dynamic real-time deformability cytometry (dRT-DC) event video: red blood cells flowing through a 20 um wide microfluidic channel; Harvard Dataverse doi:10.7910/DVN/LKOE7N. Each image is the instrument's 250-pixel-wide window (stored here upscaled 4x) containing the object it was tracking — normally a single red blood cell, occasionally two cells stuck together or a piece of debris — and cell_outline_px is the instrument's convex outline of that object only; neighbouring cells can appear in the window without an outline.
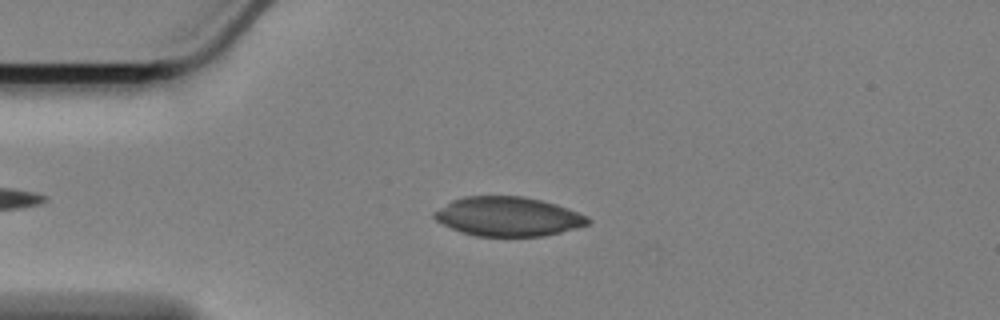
{"species": "Egyptian fruit bat (a non-hibernating species)", "species_latin": "Rousettus aegyptiacus", "temperature_condition": "cold", "stored_images_in_passage": 23, "camera_frame_rate_fps": 3000, "um_per_image_px": 0.085, "animal": {"sex": "female"}, "frame": {"image": 1, "passage_image": 12, "time_ms": 3.667, "image_size_px": [1000, 320], "cell_outline_px": [[592, 220], [588, 224], [576, 228], [544, 236], [476, 236], [460, 232], [436, 220], [432, 216], [432, 212], [452, 200], [464, 196], [524, 196], [556, 204], [568, 208], [588, 216]], "centroid_in_image_um": [43.18, 18.4], "position_along_channel_um": 41.8, "area_um2": 35.2}}
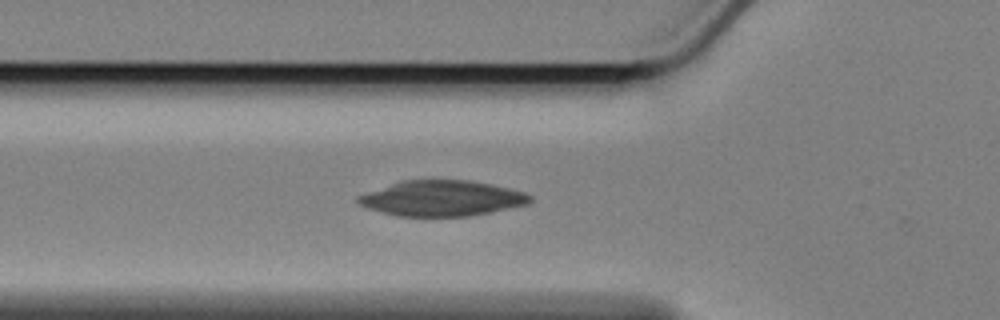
{"frame": {"image": 2, "passage_image": 18, "time_ms": 5.667, "image_size_px": [1000, 320], "cell_outline_px": [[532, 200], [528, 204], [492, 212], [468, 216], [396, 216], [368, 208], [360, 204], [356, 200], [356, 196], [404, 180], [432, 176], [472, 180], [492, 184], [524, 192], [532, 196]], "centroid_in_image_um": [37.58, 16.81], "position_along_channel_um": 88.2, "area_um2": 36.41}}
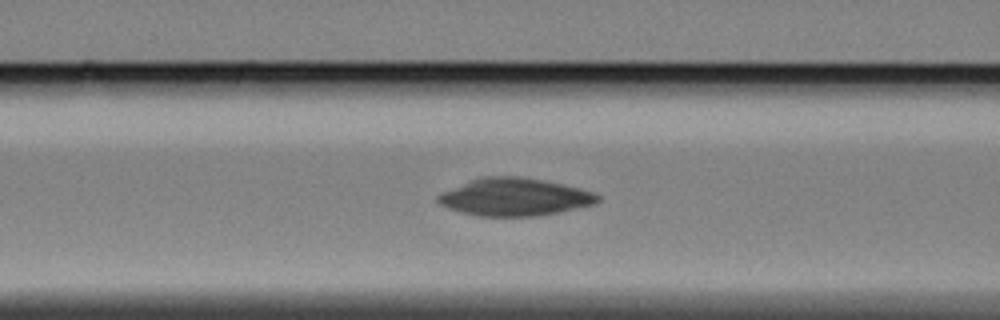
{"frame": {"image": 3, "passage_image": 21, "time_ms": 6.667, "image_size_px": [1000, 320], "cell_outline_px": [[600, 200], [596, 204], [560, 212], [536, 216], [476, 216], [460, 212], [448, 208], [440, 204], [436, 200], [436, 196], [440, 192], [472, 180], [484, 176], [520, 176], [544, 180], [580, 188], [596, 192], [600, 196]], "centroid_in_image_um": [43.76, 16.75], "position_along_channel_um": 122.8, "area_um2": 35.26}}